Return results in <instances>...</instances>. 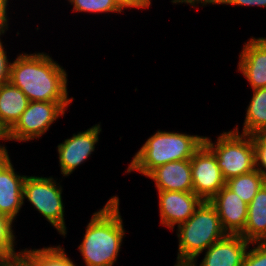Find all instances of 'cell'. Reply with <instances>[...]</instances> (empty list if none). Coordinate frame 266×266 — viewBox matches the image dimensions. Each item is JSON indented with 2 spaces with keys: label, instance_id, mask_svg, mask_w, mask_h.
<instances>
[{
  "label": "cell",
  "instance_id": "cell-27",
  "mask_svg": "<svg viewBox=\"0 0 266 266\" xmlns=\"http://www.w3.org/2000/svg\"><path fill=\"white\" fill-rule=\"evenodd\" d=\"M219 4L233 6H259L266 8V0H222Z\"/></svg>",
  "mask_w": 266,
  "mask_h": 266
},
{
  "label": "cell",
  "instance_id": "cell-31",
  "mask_svg": "<svg viewBox=\"0 0 266 266\" xmlns=\"http://www.w3.org/2000/svg\"><path fill=\"white\" fill-rule=\"evenodd\" d=\"M3 266H21V256H16L11 258L5 265Z\"/></svg>",
  "mask_w": 266,
  "mask_h": 266
},
{
  "label": "cell",
  "instance_id": "cell-5",
  "mask_svg": "<svg viewBox=\"0 0 266 266\" xmlns=\"http://www.w3.org/2000/svg\"><path fill=\"white\" fill-rule=\"evenodd\" d=\"M216 143L204 137V143L213 151L224 179L243 175L256 169L255 146L252 135L242 134L238 127L223 132Z\"/></svg>",
  "mask_w": 266,
  "mask_h": 266
},
{
  "label": "cell",
  "instance_id": "cell-16",
  "mask_svg": "<svg viewBox=\"0 0 266 266\" xmlns=\"http://www.w3.org/2000/svg\"><path fill=\"white\" fill-rule=\"evenodd\" d=\"M29 102L21 89L10 81L0 85V124L9 131L26 110Z\"/></svg>",
  "mask_w": 266,
  "mask_h": 266
},
{
  "label": "cell",
  "instance_id": "cell-4",
  "mask_svg": "<svg viewBox=\"0 0 266 266\" xmlns=\"http://www.w3.org/2000/svg\"><path fill=\"white\" fill-rule=\"evenodd\" d=\"M177 228L179 244L174 266L196 263L204 250L227 235L216 208L209 201H203L194 214Z\"/></svg>",
  "mask_w": 266,
  "mask_h": 266
},
{
  "label": "cell",
  "instance_id": "cell-11",
  "mask_svg": "<svg viewBox=\"0 0 266 266\" xmlns=\"http://www.w3.org/2000/svg\"><path fill=\"white\" fill-rule=\"evenodd\" d=\"M10 157L0 159V215L15 220L24 204L23 182L26 175L15 172Z\"/></svg>",
  "mask_w": 266,
  "mask_h": 266
},
{
  "label": "cell",
  "instance_id": "cell-10",
  "mask_svg": "<svg viewBox=\"0 0 266 266\" xmlns=\"http://www.w3.org/2000/svg\"><path fill=\"white\" fill-rule=\"evenodd\" d=\"M160 224L172 229L186 222L203 200L194 192L158 191Z\"/></svg>",
  "mask_w": 266,
  "mask_h": 266
},
{
  "label": "cell",
  "instance_id": "cell-8",
  "mask_svg": "<svg viewBox=\"0 0 266 266\" xmlns=\"http://www.w3.org/2000/svg\"><path fill=\"white\" fill-rule=\"evenodd\" d=\"M193 192L203 201H210L226 185L216 156L205 144L190 159Z\"/></svg>",
  "mask_w": 266,
  "mask_h": 266
},
{
  "label": "cell",
  "instance_id": "cell-14",
  "mask_svg": "<svg viewBox=\"0 0 266 266\" xmlns=\"http://www.w3.org/2000/svg\"><path fill=\"white\" fill-rule=\"evenodd\" d=\"M250 242L241 235L227 234L205 251L199 266H241ZM190 263L188 266H197Z\"/></svg>",
  "mask_w": 266,
  "mask_h": 266
},
{
  "label": "cell",
  "instance_id": "cell-32",
  "mask_svg": "<svg viewBox=\"0 0 266 266\" xmlns=\"http://www.w3.org/2000/svg\"><path fill=\"white\" fill-rule=\"evenodd\" d=\"M10 258L0 249V266L5 265Z\"/></svg>",
  "mask_w": 266,
  "mask_h": 266
},
{
  "label": "cell",
  "instance_id": "cell-22",
  "mask_svg": "<svg viewBox=\"0 0 266 266\" xmlns=\"http://www.w3.org/2000/svg\"><path fill=\"white\" fill-rule=\"evenodd\" d=\"M14 221L10 218L0 215V249L11 259L20 256V252H16L14 248L15 234L12 227Z\"/></svg>",
  "mask_w": 266,
  "mask_h": 266
},
{
  "label": "cell",
  "instance_id": "cell-25",
  "mask_svg": "<svg viewBox=\"0 0 266 266\" xmlns=\"http://www.w3.org/2000/svg\"><path fill=\"white\" fill-rule=\"evenodd\" d=\"M0 39V85L10 81L11 62L7 58V52L4 50Z\"/></svg>",
  "mask_w": 266,
  "mask_h": 266
},
{
  "label": "cell",
  "instance_id": "cell-3",
  "mask_svg": "<svg viewBox=\"0 0 266 266\" xmlns=\"http://www.w3.org/2000/svg\"><path fill=\"white\" fill-rule=\"evenodd\" d=\"M203 143L204 136L158 130L135 153L126 172L136 171L147 177L163 164L191 159Z\"/></svg>",
  "mask_w": 266,
  "mask_h": 266
},
{
  "label": "cell",
  "instance_id": "cell-19",
  "mask_svg": "<svg viewBox=\"0 0 266 266\" xmlns=\"http://www.w3.org/2000/svg\"><path fill=\"white\" fill-rule=\"evenodd\" d=\"M64 250L60 245L33 250L25 248L20 250V256L30 266H76Z\"/></svg>",
  "mask_w": 266,
  "mask_h": 266
},
{
  "label": "cell",
  "instance_id": "cell-13",
  "mask_svg": "<svg viewBox=\"0 0 266 266\" xmlns=\"http://www.w3.org/2000/svg\"><path fill=\"white\" fill-rule=\"evenodd\" d=\"M239 55L238 71L245 76L252 90L266 88V38H251Z\"/></svg>",
  "mask_w": 266,
  "mask_h": 266
},
{
  "label": "cell",
  "instance_id": "cell-21",
  "mask_svg": "<svg viewBox=\"0 0 266 266\" xmlns=\"http://www.w3.org/2000/svg\"><path fill=\"white\" fill-rule=\"evenodd\" d=\"M73 5V12L86 13H121L124 11L115 0H68Z\"/></svg>",
  "mask_w": 266,
  "mask_h": 266
},
{
  "label": "cell",
  "instance_id": "cell-18",
  "mask_svg": "<svg viewBox=\"0 0 266 266\" xmlns=\"http://www.w3.org/2000/svg\"><path fill=\"white\" fill-rule=\"evenodd\" d=\"M266 133V88L253 90L246 109L242 134Z\"/></svg>",
  "mask_w": 266,
  "mask_h": 266
},
{
  "label": "cell",
  "instance_id": "cell-26",
  "mask_svg": "<svg viewBox=\"0 0 266 266\" xmlns=\"http://www.w3.org/2000/svg\"><path fill=\"white\" fill-rule=\"evenodd\" d=\"M117 4L124 10L125 8L147 9L151 5V0H115Z\"/></svg>",
  "mask_w": 266,
  "mask_h": 266
},
{
  "label": "cell",
  "instance_id": "cell-12",
  "mask_svg": "<svg viewBox=\"0 0 266 266\" xmlns=\"http://www.w3.org/2000/svg\"><path fill=\"white\" fill-rule=\"evenodd\" d=\"M218 213L224 231L240 235L246 226L248 204L226 185L209 201Z\"/></svg>",
  "mask_w": 266,
  "mask_h": 266
},
{
  "label": "cell",
  "instance_id": "cell-20",
  "mask_svg": "<svg viewBox=\"0 0 266 266\" xmlns=\"http://www.w3.org/2000/svg\"><path fill=\"white\" fill-rule=\"evenodd\" d=\"M265 183L266 178L259 170L255 169L243 175L228 179L226 186L236 193L245 203L249 204Z\"/></svg>",
  "mask_w": 266,
  "mask_h": 266
},
{
  "label": "cell",
  "instance_id": "cell-33",
  "mask_svg": "<svg viewBox=\"0 0 266 266\" xmlns=\"http://www.w3.org/2000/svg\"><path fill=\"white\" fill-rule=\"evenodd\" d=\"M21 266H30V265L21 257Z\"/></svg>",
  "mask_w": 266,
  "mask_h": 266
},
{
  "label": "cell",
  "instance_id": "cell-24",
  "mask_svg": "<svg viewBox=\"0 0 266 266\" xmlns=\"http://www.w3.org/2000/svg\"><path fill=\"white\" fill-rule=\"evenodd\" d=\"M255 146L256 169L266 178V133L252 135Z\"/></svg>",
  "mask_w": 266,
  "mask_h": 266
},
{
  "label": "cell",
  "instance_id": "cell-28",
  "mask_svg": "<svg viewBox=\"0 0 266 266\" xmlns=\"http://www.w3.org/2000/svg\"><path fill=\"white\" fill-rule=\"evenodd\" d=\"M8 2V0H0V37L5 33L6 30H8Z\"/></svg>",
  "mask_w": 266,
  "mask_h": 266
},
{
  "label": "cell",
  "instance_id": "cell-17",
  "mask_svg": "<svg viewBox=\"0 0 266 266\" xmlns=\"http://www.w3.org/2000/svg\"><path fill=\"white\" fill-rule=\"evenodd\" d=\"M251 242H266V183L248 204L247 220L240 234Z\"/></svg>",
  "mask_w": 266,
  "mask_h": 266
},
{
  "label": "cell",
  "instance_id": "cell-9",
  "mask_svg": "<svg viewBox=\"0 0 266 266\" xmlns=\"http://www.w3.org/2000/svg\"><path fill=\"white\" fill-rule=\"evenodd\" d=\"M101 125L95 124L84 132L73 134L57 146L61 174L69 176L94 152L99 141Z\"/></svg>",
  "mask_w": 266,
  "mask_h": 266
},
{
  "label": "cell",
  "instance_id": "cell-6",
  "mask_svg": "<svg viewBox=\"0 0 266 266\" xmlns=\"http://www.w3.org/2000/svg\"><path fill=\"white\" fill-rule=\"evenodd\" d=\"M58 185V186H57ZM62 187L53 177L26 176L23 182V199H26L59 232L67 234L64 219Z\"/></svg>",
  "mask_w": 266,
  "mask_h": 266
},
{
  "label": "cell",
  "instance_id": "cell-29",
  "mask_svg": "<svg viewBox=\"0 0 266 266\" xmlns=\"http://www.w3.org/2000/svg\"><path fill=\"white\" fill-rule=\"evenodd\" d=\"M222 0H172L171 2L173 4H178V3H185L191 5V7H196L200 3L202 6L207 5V4H214L218 5ZM198 4V5H197Z\"/></svg>",
  "mask_w": 266,
  "mask_h": 266
},
{
  "label": "cell",
  "instance_id": "cell-1",
  "mask_svg": "<svg viewBox=\"0 0 266 266\" xmlns=\"http://www.w3.org/2000/svg\"><path fill=\"white\" fill-rule=\"evenodd\" d=\"M10 82L29 101L72 102L68 97L67 73L49 54L21 53L11 63Z\"/></svg>",
  "mask_w": 266,
  "mask_h": 266
},
{
  "label": "cell",
  "instance_id": "cell-30",
  "mask_svg": "<svg viewBox=\"0 0 266 266\" xmlns=\"http://www.w3.org/2000/svg\"><path fill=\"white\" fill-rule=\"evenodd\" d=\"M0 140H8V131L0 124ZM9 156L5 145L0 143V159Z\"/></svg>",
  "mask_w": 266,
  "mask_h": 266
},
{
  "label": "cell",
  "instance_id": "cell-15",
  "mask_svg": "<svg viewBox=\"0 0 266 266\" xmlns=\"http://www.w3.org/2000/svg\"><path fill=\"white\" fill-rule=\"evenodd\" d=\"M147 177L155 182L158 191L193 192L190 159L163 164Z\"/></svg>",
  "mask_w": 266,
  "mask_h": 266
},
{
  "label": "cell",
  "instance_id": "cell-23",
  "mask_svg": "<svg viewBox=\"0 0 266 266\" xmlns=\"http://www.w3.org/2000/svg\"><path fill=\"white\" fill-rule=\"evenodd\" d=\"M250 245L256 246L247 249L241 266H266V242H251Z\"/></svg>",
  "mask_w": 266,
  "mask_h": 266
},
{
  "label": "cell",
  "instance_id": "cell-7",
  "mask_svg": "<svg viewBox=\"0 0 266 266\" xmlns=\"http://www.w3.org/2000/svg\"><path fill=\"white\" fill-rule=\"evenodd\" d=\"M72 102L31 101L16 124L8 131V141L27 142L40 138Z\"/></svg>",
  "mask_w": 266,
  "mask_h": 266
},
{
  "label": "cell",
  "instance_id": "cell-2",
  "mask_svg": "<svg viewBox=\"0 0 266 266\" xmlns=\"http://www.w3.org/2000/svg\"><path fill=\"white\" fill-rule=\"evenodd\" d=\"M119 197L112 196L105 206L93 213L78 246L86 266H113L125 235L119 211Z\"/></svg>",
  "mask_w": 266,
  "mask_h": 266
}]
</instances>
